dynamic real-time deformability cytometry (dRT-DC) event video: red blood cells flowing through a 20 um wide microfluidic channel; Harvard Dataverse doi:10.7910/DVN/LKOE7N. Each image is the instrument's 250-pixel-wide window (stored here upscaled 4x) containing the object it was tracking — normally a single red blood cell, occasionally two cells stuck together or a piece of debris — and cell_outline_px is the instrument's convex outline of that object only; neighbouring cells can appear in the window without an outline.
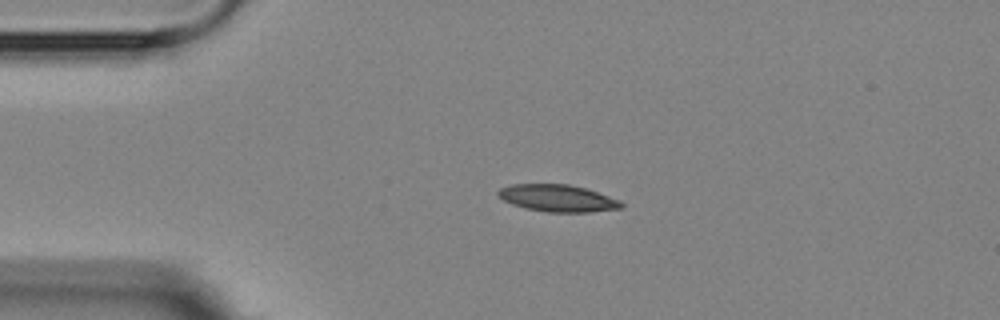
{"species": "Egyptian fruit bat (a non-hibernating species)", "species_latin": "Rousettus aegyptiacus", "temperature_condition": "room temperature", "stored_images_in_passage": 3, "camera_frame_rate_fps": 3000, "um_per_image_px": 0.085, "animal": {"sex": "female"}, "frame": {"image": 1, "passage_image": 2, "time_ms": 1.0, "image_size_px": [1000, 320], "cell_outline_px": [[624, 208], [588, 212], [548, 212], [524, 208], [512, 204], [496, 196], [496, 192], [500, 188], [512, 184], [568, 184], [584, 188], [620, 200], [624, 204]], "centroid_in_image_um": [47.38, 16.85], "position_along_channel_um": 37.6, "area_um2": 19.42}}